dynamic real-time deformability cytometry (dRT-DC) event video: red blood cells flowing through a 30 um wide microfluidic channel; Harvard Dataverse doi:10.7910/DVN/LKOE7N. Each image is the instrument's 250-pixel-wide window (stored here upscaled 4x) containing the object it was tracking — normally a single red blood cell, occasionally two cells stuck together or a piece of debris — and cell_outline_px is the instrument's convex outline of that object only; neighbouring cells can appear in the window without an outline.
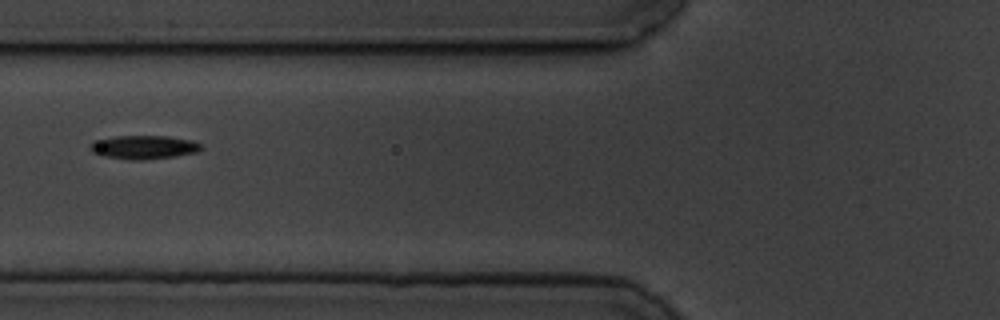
{"species": "common noctule bat (a hibernating species)", "species_latin": "Nyctalus noctula", "temperature_condition": "cold", "stored_images_in_passage": 8, "segment_of_instrument_passage": [2, 2], "camera_frame_rate_fps": 3000, "um_per_image_px": 0.085, "animal": {"sex": "male", "body_mass_g": 19.5, "forearm_length_mm": 54.6}, "frame": {"image": 1, "passage_image": 7, "time_ms": 7.0, "image_size_px": [1000, 320], "cell_outline_px": [[204, 148], [200, 152], [176, 156], [144, 160], [132, 160], [104, 156], [92, 152], [88, 148], [88, 144], [92, 140], [116, 136], [168, 136], [192, 140], [204, 144]], "centroid_in_image_um": [12.25, 12.51], "position_along_channel_um": 113.6, "area_um2": 15.72}}
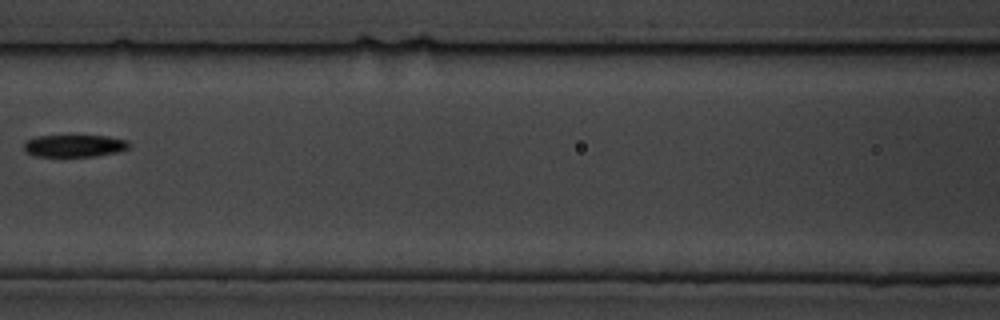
{"frame": {"image": 2, "passage_image": 8, "time_ms": 8.333, "image_size_px": [1000, 320], "cell_outline_px": [[132, 144], [128, 148], [120, 152], [96, 156], [36, 156], [24, 152], [24, 140], [36, 136], [108, 136], [128, 140]], "centroid_in_image_um": [6.34, 12.39], "position_along_channel_um": 160.3, "area_um2": 13.81}}